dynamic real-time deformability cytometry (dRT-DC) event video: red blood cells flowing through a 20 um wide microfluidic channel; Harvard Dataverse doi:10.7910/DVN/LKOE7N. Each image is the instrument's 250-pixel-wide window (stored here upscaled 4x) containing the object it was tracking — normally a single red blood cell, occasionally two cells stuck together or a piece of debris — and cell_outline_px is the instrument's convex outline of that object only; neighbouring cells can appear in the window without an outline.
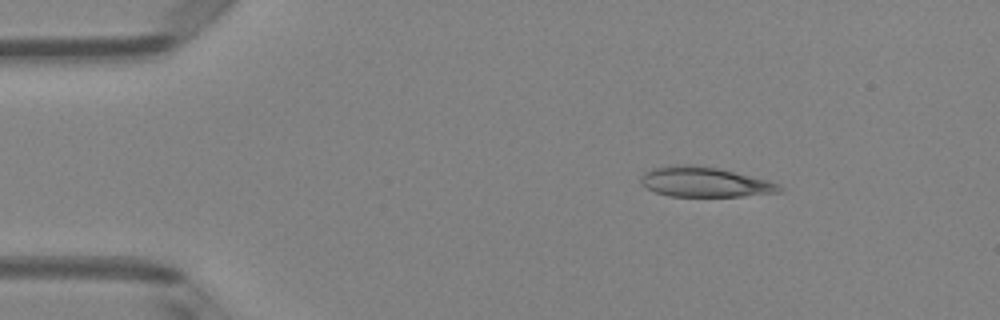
{"species": "Egyptian fruit bat (a non-hibernating species)", "species_latin": "Rousettus aegyptiacus", "temperature_condition": "room temperature", "stored_images_in_passage": 44, "camera_frame_rate_fps": 3000, "um_per_image_px": 0.085, "animal": {"sex": "female"}, "frame": {"image": 1, "passage_image": 1, "time_ms": 0.0, "image_size_px": [1000, 320], "cell_outline_px": [[784, 192], [744, 196], [668, 196], [656, 192], [640, 184], [640, 176], [644, 172], [652, 168], [676, 164], [692, 164], [720, 168], [768, 180], [780, 184], [784, 188]], "centroid_in_image_um": [59.92, 15.46], "position_along_channel_um": 25.1, "area_um2": 24.57}}
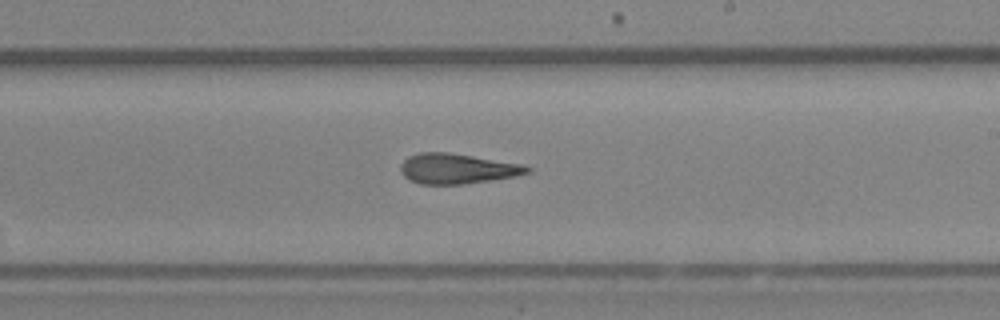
{"frame": {"image": 2, "passage_image": 23, "time_ms": 7.333, "image_size_px": [1000, 320], "cell_outline_px": [[532, 172], [516, 176], [464, 184], [420, 184], [408, 180], [400, 172], [400, 164], [408, 156], [420, 152], [448, 152], [524, 164], [532, 168]], "centroid_in_image_um": [38.86, 14.33], "position_along_channel_um": 250.1, "area_um2": 22.48}}
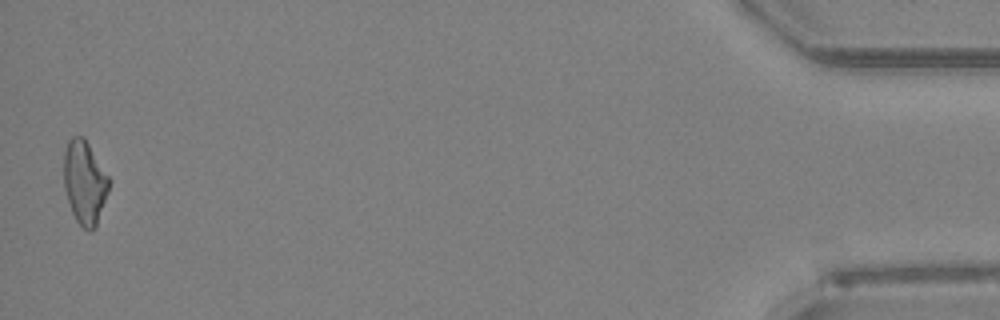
{"frame": {"image": 3, "passage_image": 43, "time_ms": 14.0, "image_size_px": [1000, 320], "cell_outline_px": [[112, 180], [96, 228], [92, 232], [88, 232], [76, 220], [72, 212], [64, 188], [64, 152], [68, 140], [72, 136], [84, 136]], "centroid_in_image_um": [7.22, 15.5], "position_along_channel_um": 428.0, "area_um2": 22.37}, "authors_computed_cell_mechanics": {"area_um2": 22.4842, "velocity_mm_per_s": 4.0316, "shape_relaxation_time_tau1_ms": 7.0289, "shape_relaxation_time_tau2_ms": 2.6359, "deformation_change_tau1": 0.2135, "deformation_change_tau2": 0.1406}}